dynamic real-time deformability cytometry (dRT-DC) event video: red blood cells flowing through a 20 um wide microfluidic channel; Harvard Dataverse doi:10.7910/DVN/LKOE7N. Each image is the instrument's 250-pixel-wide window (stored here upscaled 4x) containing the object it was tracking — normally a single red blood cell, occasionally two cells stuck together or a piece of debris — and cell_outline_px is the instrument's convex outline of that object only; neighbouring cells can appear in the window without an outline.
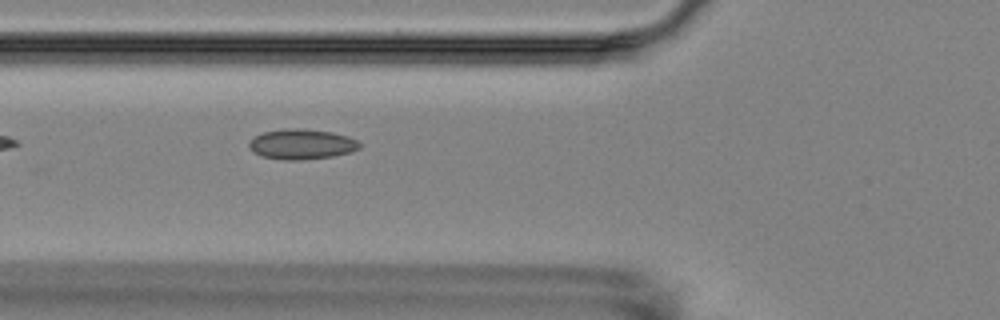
{"species": "Egyptian fruit bat (a non-hibernating species)", "species_latin": "Rousettus aegyptiacus", "temperature_condition": "room temperature", "stored_images_in_passage": 6, "camera_frame_rate_fps": 3000, "um_per_image_px": 0.085, "animal": {"sex": "female"}, "frame": {"image": 1, "passage_image": 6, "time_ms": 6.0, "image_size_px": [1000, 320], "cell_outline_px": [[360, 148], [348, 152], [332, 156], [296, 160], [284, 160], [260, 156], [252, 152], [248, 144], [248, 140], [264, 132], [284, 128], [300, 128], [332, 132], [348, 136], [356, 140], [360, 144]], "centroid_in_image_um": [25.59, 12.25], "position_along_channel_um": 100.2, "area_um2": 19.42}}